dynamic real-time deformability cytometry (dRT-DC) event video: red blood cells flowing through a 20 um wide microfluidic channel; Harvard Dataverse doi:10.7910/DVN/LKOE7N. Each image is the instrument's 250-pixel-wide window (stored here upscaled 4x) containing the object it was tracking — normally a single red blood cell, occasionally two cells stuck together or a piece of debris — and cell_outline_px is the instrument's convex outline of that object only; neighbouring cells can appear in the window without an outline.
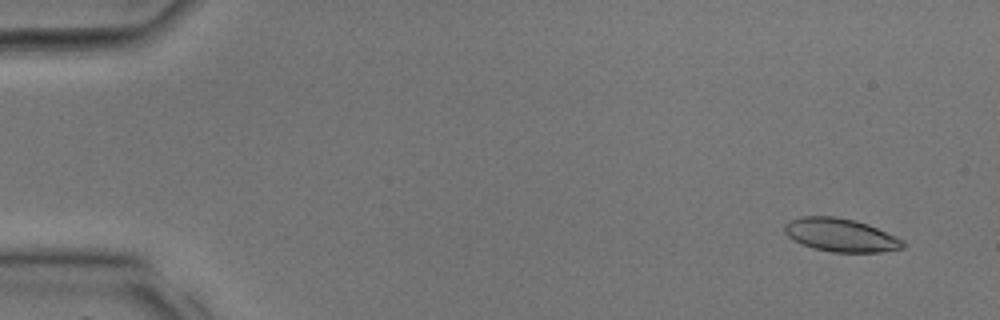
{"species": "common noctule bat (a hibernating species)", "species_latin": "Nyctalus noctula", "temperature_condition": "room temperature", "stored_images_in_passage": 14, "camera_frame_rate_fps": 3000, "um_per_image_px": 0.085, "animal": {"sex": "male", "body_mass_g": 17.9, "forearm_length_mm": 54.2}, "frame": {"image": 1, "passage_image": 2, "time_ms": 0.333, "image_size_px": [1000, 320], "cell_outline_px": [[904, 248], [880, 252], [832, 252], [812, 248], [792, 240], [784, 232], [784, 224], [788, 220], [800, 216], [836, 216], [856, 220], [868, 224], [896, 236], [904, 240]], "centroid_in_image_um": [71.43, 19.97], "position_along_channel_um": 13.6, "area_um2": 23.24}}
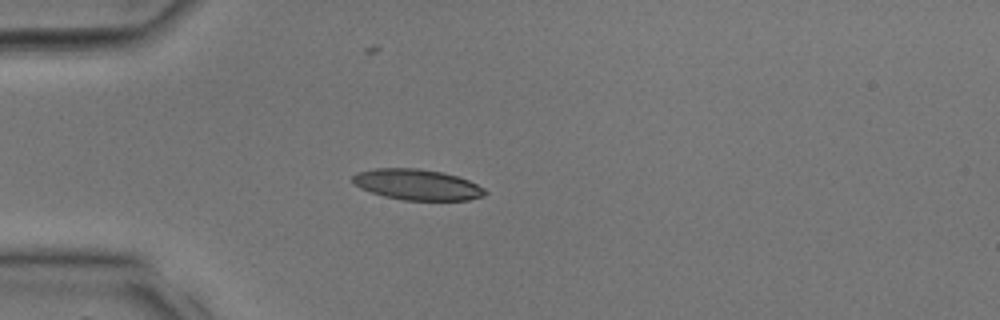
{"frame": {"image": 2, "passage_image": 9, "time_ms": 2.667, "image_size_px": [1000, 320], "cell_outline_px": [[488, 192], [484, 196], [468, 200], [404, 200], [384, 196], [360, 188], [352, 180], [352, 176], [356, 172], [376, 168], [416, 168], [444, 172], [468, 180], [484, 188]], "centroid_in_image_um": [35.47, 15.69], "position_along_channel_um": 49.5, "area_um2": 23.7}}
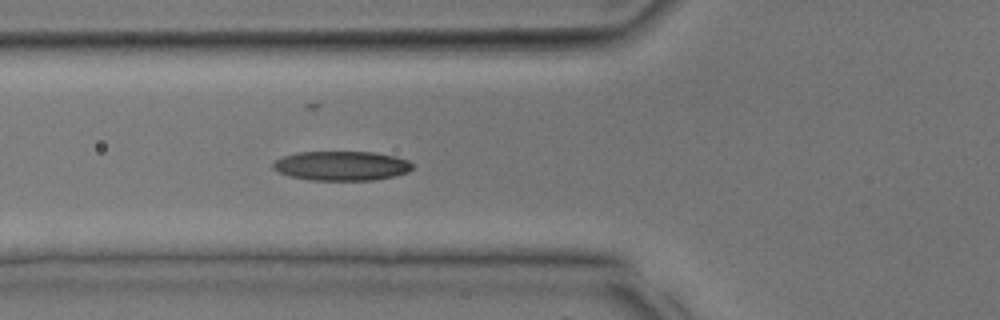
{"frame": {"image": 3, "passage_image": 12, "time_ms": 3.667, "image_size_px": [1000, 320], "cell_outline_px": [[412, 168], [408, 172], [392, 176], [372, 180], [308, 180], [288, 176], [272, 168], [272, 164], [276, 160], [284, 156], [296, 152], [376, 152], [396, 156], [408, 160], [412, 164]], "centroid_in_image_um": [29.02, 14.09], "position_along_channel_um": 96.8, "area_um2": 23.93}}